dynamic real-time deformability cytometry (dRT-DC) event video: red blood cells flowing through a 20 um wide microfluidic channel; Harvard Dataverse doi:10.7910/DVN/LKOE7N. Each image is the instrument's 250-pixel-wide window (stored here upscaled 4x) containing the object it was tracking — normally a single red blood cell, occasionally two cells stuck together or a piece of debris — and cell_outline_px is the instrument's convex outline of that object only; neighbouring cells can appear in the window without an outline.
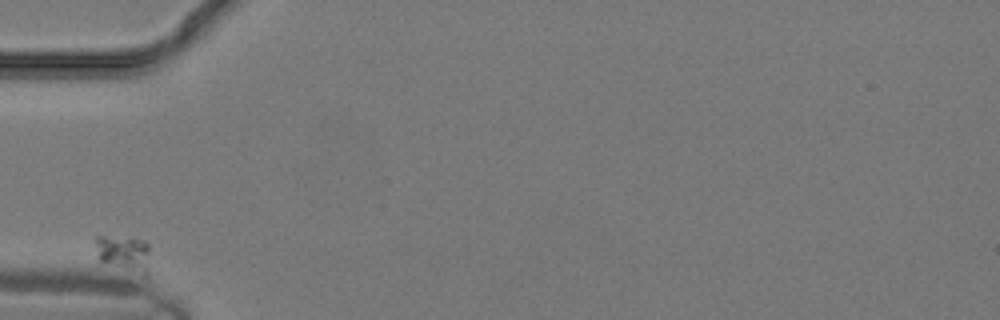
{"species": "common noctule bat (a hibernating species)", "species_latin": "Nyctalus noctula", "temperature_condition": "warm", "stored_images_in_passage": 17, "camera_frame_rate_fps": 3000, "um_per_image_px": 0.085, "animal": {"sex": "male", "body_mass_g": 19.2, "forearm_length_mm": 51.8}, "frame": {"image": 1, "passage_image": 1, "time_ms": 0.0, "image_size_px": [1000, 320], "cell_outline_px": [[148, 276], [144, 276], [100, 260], [96, 244], [96, 236], [104, 236], [144, 240], [148, 244]], "centroid_in_image_um": [10.57, 21.54], "position_along_channel_um": 74.4, "area_um2": 11.04}}
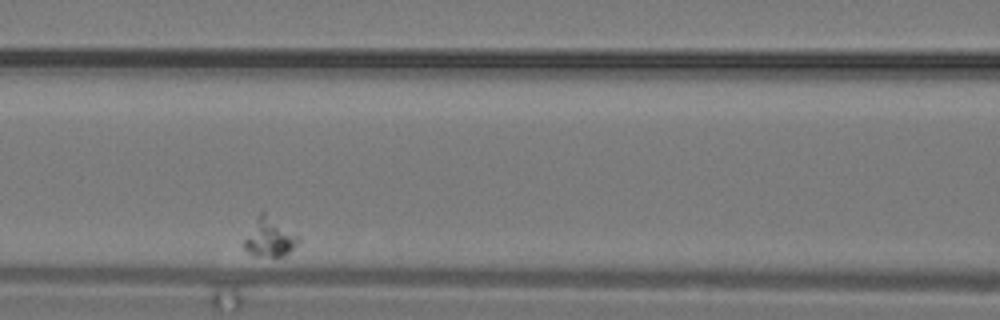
{"frame": {"image": 2, "passage_image": 5, "time_ms": 1.333, "image_size_px": [1000, 320], "cell_outline_px": [[300, 240], [284, 256], [272, 256], [248, 252], [244, 248], [244, 240], [256, 216], [264, 208], [300, 236]], "centroid_in_image_um": [22.94, 20.08], "position_along_channel_um": 143.7, "area_um2": 12.37}}
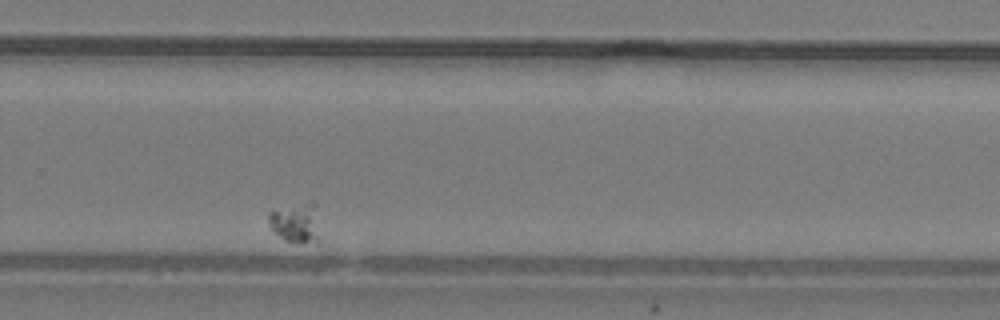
{"frame": {"image": 3, "passage_image": 14, "time_ms": 4.333, "image_size_px": [1000, 320], "cell_outline_px": [[320, 244], [300, 244], [284, 240], [272, 228], [268, 220], [268, 212], [308, 204], [316, 204]], "centroid_in_image_um": [25.21, 19.05], "position_along_channel_um": 304.6, "area_um2": 11.62}}